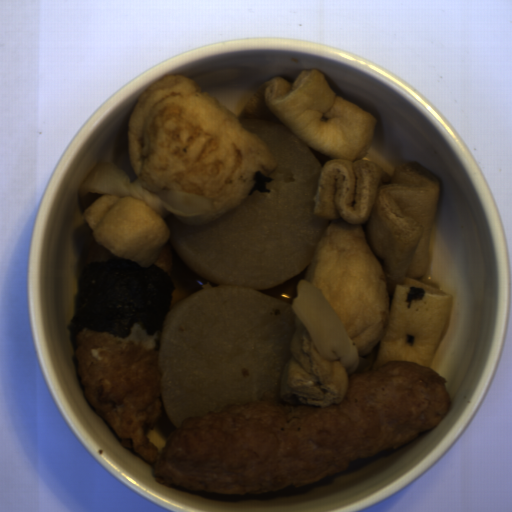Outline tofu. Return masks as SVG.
<instances>
[{
	"label": "tofu",
	"instance_id": "1",
	"mask_svg": "<svg viewBox=\"0 0 512 512\" xmlns=\"http://www.w3.org/2000/svg\"><path fill=\"white\" fill-rule=\"evenodd\" d=\"M289 128L322 169L316 218L361 225L391 293L390 317L372 371L389 362L430 368L449 324L454 296L424 283L442 195L439 178L416 160L390 175L370 151L378 118L336 93L325 74L303 69L290 82L273 77L249 90L233 112Z\"/></svg>",
	"mask_w": 512,
	"mask_h": 512
}]
</instances>
